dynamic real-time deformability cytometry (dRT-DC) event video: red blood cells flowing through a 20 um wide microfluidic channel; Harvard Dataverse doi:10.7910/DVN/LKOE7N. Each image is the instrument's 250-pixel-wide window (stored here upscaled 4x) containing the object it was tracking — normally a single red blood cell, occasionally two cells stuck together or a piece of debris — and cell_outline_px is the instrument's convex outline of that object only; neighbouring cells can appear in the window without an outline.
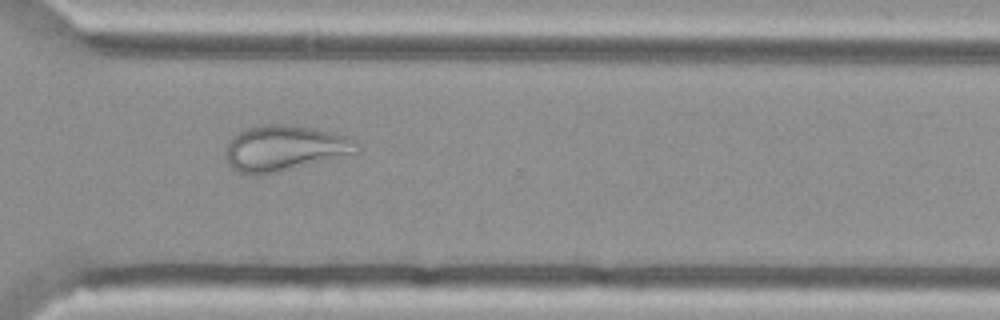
{"species": "Egyptian fruit bat (a non-hibernating species)", "species_latin": "Rousettus aegyptiacus", "temperature_condition": "cold", "stored_images_in_passage": 50, "camera_frame_rate_fps": 3000, "um_per_image_px": 0.085, "animal": {"sex": "female"}, "frame": {"image": 1, "passage_image": 36, "time_ms": 11.667, "image_size_px": [1000, 320], "cell_outline_px": [[360, 152], [276, 172], [256, 176], [248, 176], [232, 168], [228, 164], [228, 144], [232, 136], [236, 132], [244, 128], [260, 124], [296, 124], [316, 128], [348, 136], [356, 140], [360, 148]], "centroid_in_image_um": [24.21, 12.57], "position_along_channel_um": 346.4, "area_um2": 35.2}}
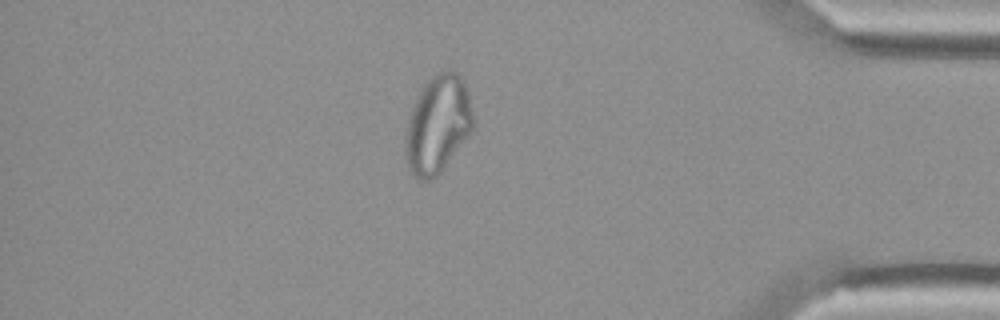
{"frame": {"image": 2, "passage_image": 43, "time_ms": 14.0, "image_size_px": [1000, 320], "cell_outline_px": [[476, 128], [440, 172], [432, 180], [420, 180], [408, 168], [404, 144], [404, 140], [408, 116], [424, 84], [436, 72], [448, 68], [452, 68], [464, 80], [468, 92], [476, 120]], "centroid_in_image_um": [37.25, 10.55], "position_along_channel_um": 397.9, "area_um2": 39.3}}